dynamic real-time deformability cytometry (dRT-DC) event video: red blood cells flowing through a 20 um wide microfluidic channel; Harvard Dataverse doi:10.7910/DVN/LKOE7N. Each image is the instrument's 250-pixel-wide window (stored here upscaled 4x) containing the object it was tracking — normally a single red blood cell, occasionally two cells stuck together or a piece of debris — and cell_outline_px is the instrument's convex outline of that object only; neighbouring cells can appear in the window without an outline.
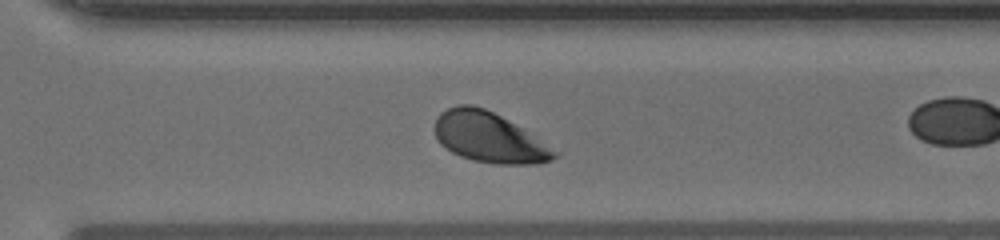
{"species": "human", "species_latin": "Homo sapiens", "temperature_condition": "warm", "stored_images_in_passage": 29, "camera_frame_rate_fps": 3000, "um_per_image_px": 0.085, "donor": {"sex": "male"}, "frame": {"image": 1, "passage_image": 25, "time_ms": 8.0, "image_size_px": [1000, 240], "cell_outline_px": [[560, 156], [552, 160], [536, 164], [496, 164], [472, 160], [460, 156], [452, 152], [440, 144], [432, 128], [436, 116], [440, 112], [456, 104], [472, 104], [484, 108], [500, 116], [560, 152]], "centroid_in_image_um": [41.52, 11.68], "position_along_channel_um": 329.1, "area_um2": 35.08}}